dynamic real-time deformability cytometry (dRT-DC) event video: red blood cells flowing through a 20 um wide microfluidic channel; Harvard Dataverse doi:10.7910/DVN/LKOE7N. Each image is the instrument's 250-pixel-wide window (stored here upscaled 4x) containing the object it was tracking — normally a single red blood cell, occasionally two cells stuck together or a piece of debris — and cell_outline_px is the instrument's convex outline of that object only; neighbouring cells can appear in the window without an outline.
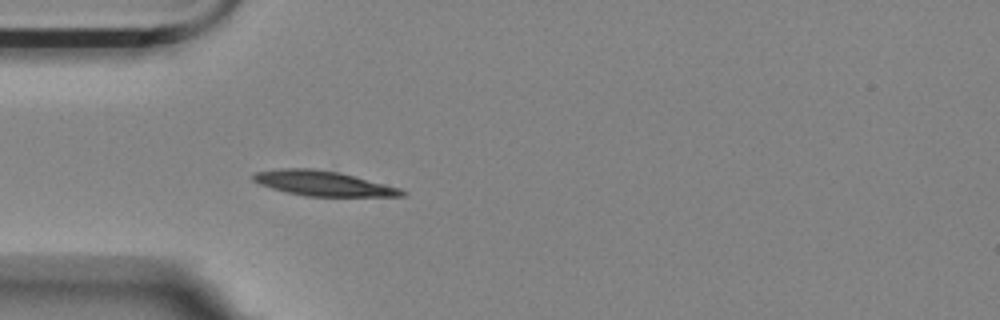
{"species": "Egyptian fruit bat (a non-hibernating species)", "species_latin": "Rousettus aegyptiacus", "temperature_condition": "room temperature", "stored_images_in_passage": 3, "camera_frame_rate_fps": 3000, "um_per_image_px": 0.085, "animal": {"sex": "female"}, "frame": {"image": 1, "passage_image": 3, "time_ms": 3.0, "image_size_px": [1000, 320], "cell_outline_px": [[408, 192], [404, 196], [304, 196], [272, 188], [260, 184], [252, 180], [252, 176], [256, 172], [284, 168], [312, 168], [340, 172], [400, 188]], "centroid_in_image_um": [27.48, 15.58], "position_along_channel_um": 57.5, "area_um2": 21.44}}